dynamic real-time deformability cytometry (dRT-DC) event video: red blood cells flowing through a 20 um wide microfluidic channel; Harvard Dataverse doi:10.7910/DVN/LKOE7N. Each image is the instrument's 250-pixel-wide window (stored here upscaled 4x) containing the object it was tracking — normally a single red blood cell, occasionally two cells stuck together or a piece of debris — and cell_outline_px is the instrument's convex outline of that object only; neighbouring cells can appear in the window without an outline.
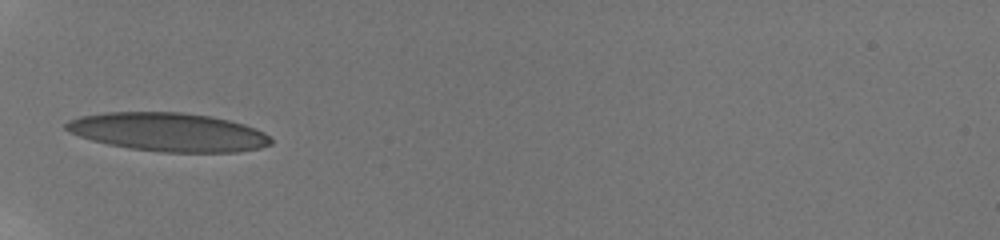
{"species": "human", "species_latin": "Homo sapiens", "temperature_condition": "room temperature", "stored_images_in_passage": 8, "camera_frame_rate_fps": 3000, "um_per_image_px": 0.085, "donor": {"sex": "male"}, "frame": {"image": 1, "passage_image": 1, "time_ms": 0.0, "image_size_px": [1000, 240], "cell_outline_px": [[272, 144], [260, 148], [236, 152], [160, 152], [128, 148], [108, 144], [92, 140], [68, 132], [64, 128], [64, 124], [68, 120], [80, 116], [104, 112], [180, 112], [212, 116], [244, 124], [256, 128], [264, 132], [272, 140]], "centroid_in_image_um": [14.3, 11.22], "position_along_channel_um": 70.7, "area_um2": 46.24}}
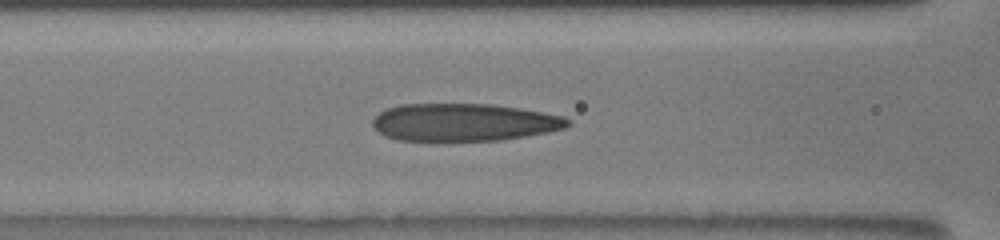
{"frame": {"image": 2, "passage_image": 4, "time_ms": 1.667, "image_size_px": [1000, 240], "cell_outline_px": [[572, 124], [564, 128], [548, 132], [500, 140], [452, 144], [436, 144], [396, 140], [384, 136], [372, 124], [372, 120], [380, 112], [388, 108], [400, 104], [492, 104], [520, 108], [564, 116], [572, 120]], "centroid_in_image_um": [39.4, 10.45], "position_along_channel_um": 127.2, "area_um2": 44.39}}
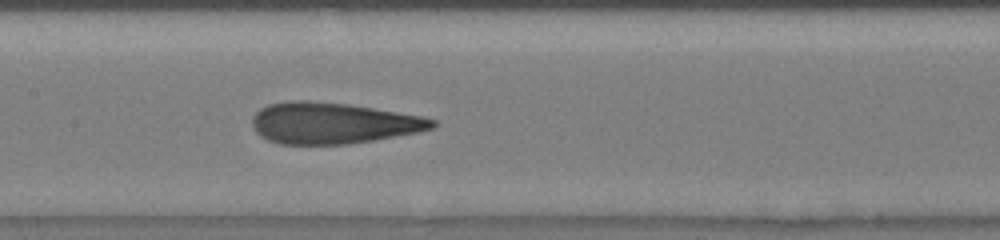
{"frame": {"image": 3, "passage_image": 6, "time_ms": 3.0, "image_size_px": [1000, 240], "cell_outline_px": [[436, 124], [432, 128], [416, 132], [372, 140], [348, 144], [280, 144], [268, 140], [260, 136], [256, 132], [252, 124], [252, 116], [260, 108], [268, 104], [292, 100], [308, 100], [348, 104], [420, 116], [436, 120]], "centroid_in_image_um": [28.22, 10.46], "position_along_channel_um": 179.2, "area_um2": 42.95}}